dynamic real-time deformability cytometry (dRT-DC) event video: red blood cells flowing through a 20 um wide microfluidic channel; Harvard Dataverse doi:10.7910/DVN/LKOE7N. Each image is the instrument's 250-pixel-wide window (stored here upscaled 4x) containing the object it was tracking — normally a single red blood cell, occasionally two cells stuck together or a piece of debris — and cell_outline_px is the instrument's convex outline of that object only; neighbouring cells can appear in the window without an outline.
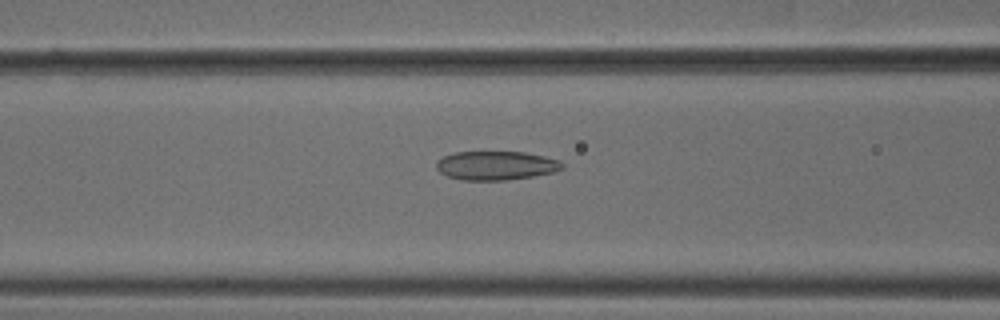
{"species": "common noctule bat (a hibernating species)", "species_latin": "Nyctalus noctula", "temperature_condition": "cold", "stored_images_in_passage": 39, "camera_frame_rate_fps": 3000, "um_per_image_px": 0.085, "animal": {"sex": "male", "body_mass_g": 18.8}, "frame": {"image": 1, "passage_image": 10, "time_ms": 3.0, "image_size_px": [1000, 320], "cell_outline_px": [[564, 168], [552, 172], [532, 176], [508, 180], [460, 180], [448, 176], [440, 172], [436, 168], [436, 160], [452, 152], [524, 152], [544, 156], [560, 160], [564, 164]], "centroid_in_image_um": [42.15, 14.07], "position_along_channel_um": 124.5, "area_um2": 21.27}}
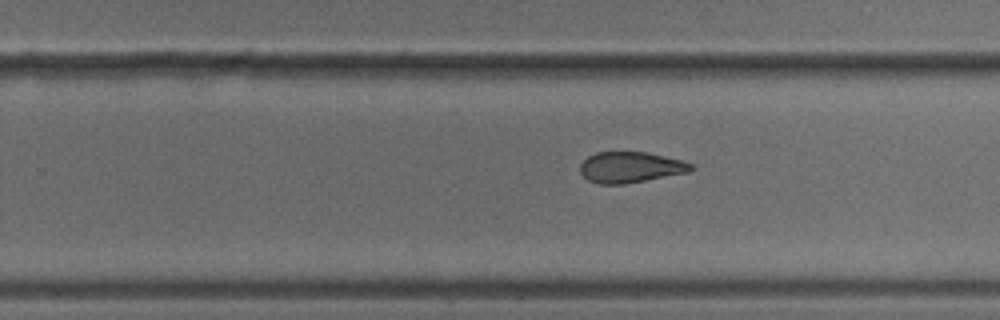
{"frame": {"image": 2, "passage_image": 22, "time_ms": 7.0, "image_size_px": [1000, 320], "cell_outline_px": [[696, 168], [688, 172], [624, 184], [600, 184], [588, 180], [580, 172], [580, 164], [588, 156], [596, 152], [648, 152], [680, 160], [692, 164]], "centroid_in_image_um": [53.57, 14.21], "position_along_channel_um": 276.2, "area_um2": 19.83}}
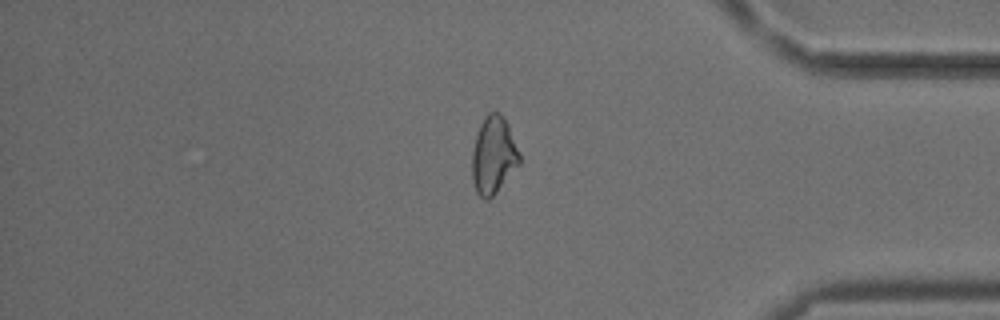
{"frame": {"image": 3, "passage_image": 33, "time_ms": 10.667, "image_size_px": [1000, 320], "cell_outline_px": [[520, 164], [496, 192], [488, 200], [484, 200], [476, 192], [472, 180], [472, 152], [476, 136], [480, 124], [488, 112], [500, 112], [508, 124], [520, 156]], "centroid_in_image_um": [41.93, 13.21], "position_along_channel_um": 393.3, "area_um2": 21.27}}